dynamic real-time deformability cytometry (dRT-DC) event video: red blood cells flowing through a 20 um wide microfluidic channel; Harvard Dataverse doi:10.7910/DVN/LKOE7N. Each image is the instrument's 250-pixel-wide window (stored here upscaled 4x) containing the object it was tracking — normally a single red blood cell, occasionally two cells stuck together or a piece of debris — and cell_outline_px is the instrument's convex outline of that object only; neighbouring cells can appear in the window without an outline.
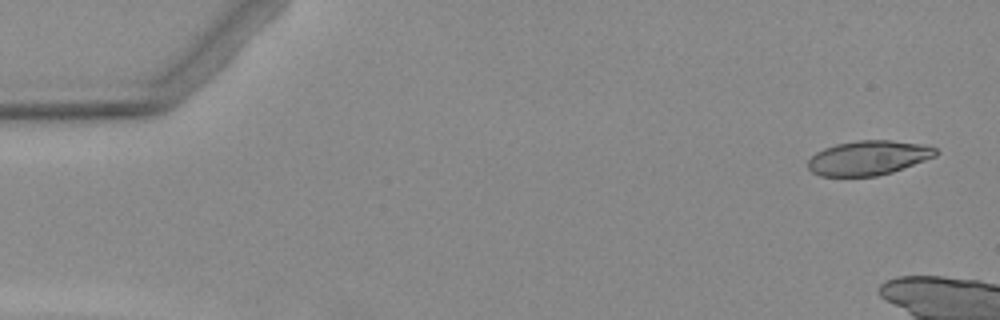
{"species": "Egyptian fruit bat (a non-hibernating species)", "species_latin": "Rousettus aegyptiacus", "temperature_condition": "warm", "stored_images_in_passage": 3, "camera_frame_rate_fps": 3000, "um_per_image_px": 0.085, "animal": {"sex": "female"}, "frame": {"image": 1, "passage_image": 1, "time_ms": 0.0, "image_size_px": [1000, 320], "cell_outline_px": [[936, 156], [892, 172], [876, 176], [820, 176], [812, 172], [808, 168], [808, 160], [816, 152], [824, 148], [836, 144], [860, 140], [892, 140], [920, 144], [936, 148]], "centroid_in_image_um": [73.78, 13.42], "position_along_channel_um": 11.2, "area_um2": 25.49}}